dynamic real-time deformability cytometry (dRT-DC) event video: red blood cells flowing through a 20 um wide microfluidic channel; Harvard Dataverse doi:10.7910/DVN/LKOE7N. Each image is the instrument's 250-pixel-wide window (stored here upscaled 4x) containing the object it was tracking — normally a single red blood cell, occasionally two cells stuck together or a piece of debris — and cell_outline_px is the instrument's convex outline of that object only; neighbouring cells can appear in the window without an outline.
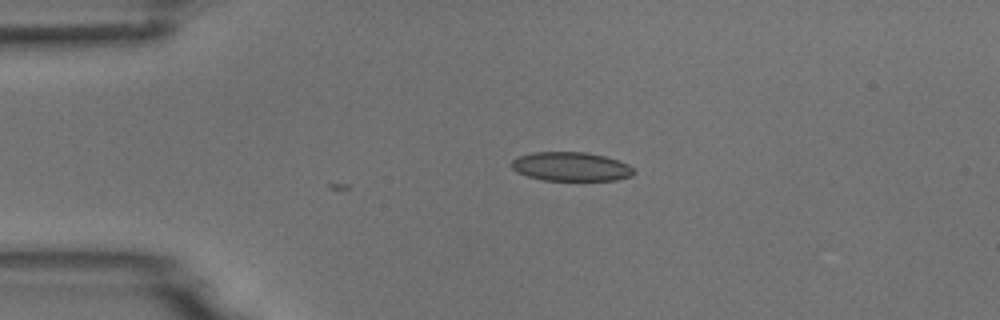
{"species": "common noctule bat (a hibernating species)", "species_latin": "Nyctalus noctula", "temperature_condition": "room temperature", "stored_images_in_passage": 2, "camera_frame_rate_fps": 3000, "um_per_image_px": 0.085, "animal": {"sex": "male", "body_mass_g": 18.8}, "frame": {"image": 1, "passage_image": 1, "time_ms": 0.0, "image_size_px": [1000, 320], "cell_outline_px": [[636, 172], [632, 176], [616, 180], [544, 180], [528, 176], [516, 172], [512, 168], [512, 160], [516, 156], [532, 152], [588, 152], [604, 156], [628, 164]], "centroid_in_image_um": [48.52, 14.15], "position_along_channel_um": 36.5, "area_um2": 20.69}}